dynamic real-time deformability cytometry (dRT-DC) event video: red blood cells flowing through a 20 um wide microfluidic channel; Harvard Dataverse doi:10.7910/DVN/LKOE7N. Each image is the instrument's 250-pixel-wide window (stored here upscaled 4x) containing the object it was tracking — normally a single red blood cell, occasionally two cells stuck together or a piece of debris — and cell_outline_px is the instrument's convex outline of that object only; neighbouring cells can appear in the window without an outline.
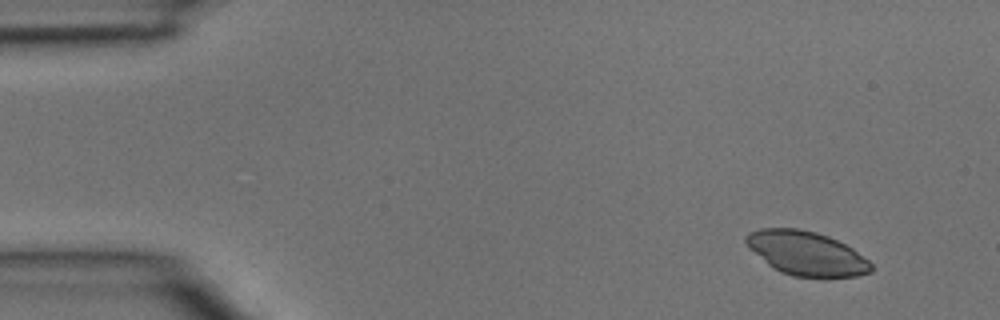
{"species": "common noctule bat (a hibernating species)", "species_latin": "Nyctalus noctula", "temperature_condition": "room temperature", "stored_images_in_passage": 2, "segment_of_instrument_passage": [2, 2], "camera_frame_rate_fps": 3000, "um_per_image_px": 0.085, "animal": {"sex": "male", "body_mass_g": 15.6}, "frame": {"image": 1, "passage_image": 2, "time_ms": 0.333, "image_size_px": [1000, 320], "cell_outline_px": [[872, 272], [856, 276], [824, 280], [792, 276], [780, 272], [772, 268], [748, 248], [744, 240], [744, 236], [748, 232], [760, 228], [796, 228], [816, 232], [828, 236], [852, 248], [868, 260], [872, 264]], "centroid_in_image_um": [68.53, 21.58], "position_along_channel_um": 16.5, "area_um2": 32.95}}